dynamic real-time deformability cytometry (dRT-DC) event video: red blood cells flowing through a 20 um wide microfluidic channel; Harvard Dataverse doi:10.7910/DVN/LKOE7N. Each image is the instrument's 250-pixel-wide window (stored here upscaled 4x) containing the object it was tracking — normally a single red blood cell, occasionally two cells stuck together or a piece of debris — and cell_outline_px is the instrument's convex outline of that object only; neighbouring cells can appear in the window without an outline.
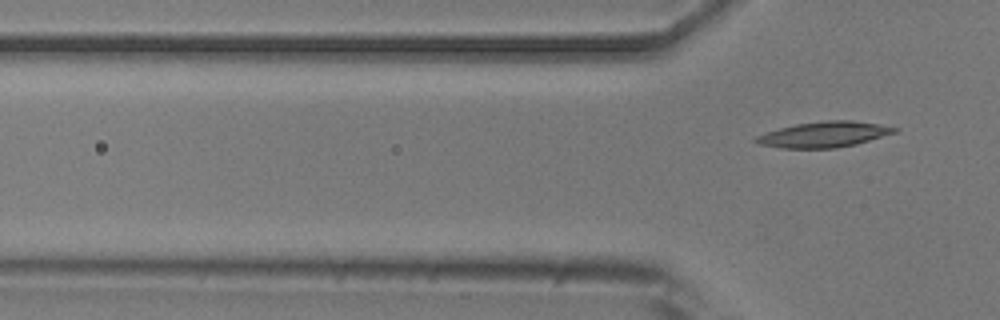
{"species": "common noctule bat (a hibernating species)", "species_latin": "Nyctalus noctula", "temperature_condition": "room temperature", "stored_images_in_passage": 2, "camera_frame_rate_fps": 3000, "um_per_image_px": 0.085, "animal": {"sex": "male", "body_mass_g": 20.5, "forearm_length_mm": 52.5}, "frame": {"image": 1, "passage_image": 2, "time_ms": 2.0, "image_size_px": [1000, 320], "cell_outline_px": [[900, 128], [896, 132], [856, 144], [836, 148], [780, 148], [756, 144], [752, 140], [752, 136], [780, 128], [796, 124], [824, 120], [852, 120]], "centroid_in_image_um": [69.96, 11.43], "position_along_channel_um": 55.8, "area_um2": 20.81}}